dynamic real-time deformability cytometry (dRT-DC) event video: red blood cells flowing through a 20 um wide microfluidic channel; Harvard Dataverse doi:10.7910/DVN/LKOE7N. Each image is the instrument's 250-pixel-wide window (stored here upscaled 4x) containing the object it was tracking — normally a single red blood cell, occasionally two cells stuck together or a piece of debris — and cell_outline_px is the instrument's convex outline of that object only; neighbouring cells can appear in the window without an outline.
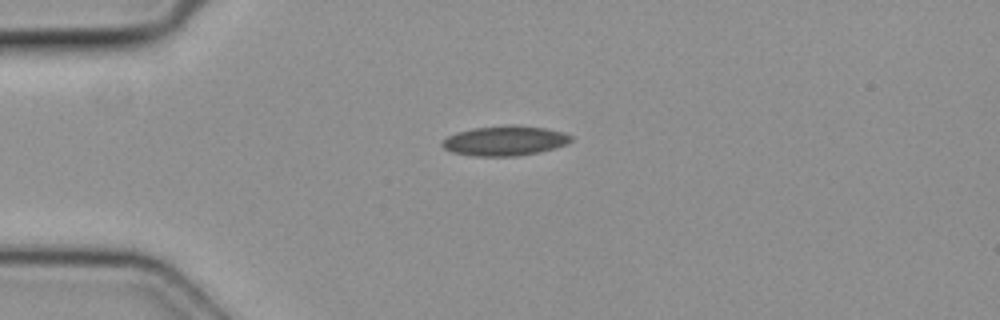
{"species": "common noctule bat (a hibernating species)", "species_latin": "Nyctalus noctula", "temperature_condition": "cold", "stored_images_in_passage": 3, "camera_frame_rate_fps": 3000, "um_per_image_px": 0.085, "animal": {"sex": "female", "body_mass_g": 19.3, "forearm_length_mm": 54.1}, "frame": {"image": 1, "passage_image": 1, "time_ms": 0.0, "image_size_px": [1000, 320], "cell_outline_px": [[572, 140], [568, 144], [556, 148], [540, 152], [516, 156], [476, 156], [452, 152], [444, 148], [440, 144], [448, 136], [456, 132], [472, 128], [512, 124], [544, 128], [564, 132], [572, 136]], "centroid_in_image_um": [42.94, 11.96], "position_along_channel_um": 42.1, "area_um2": 22.54}}
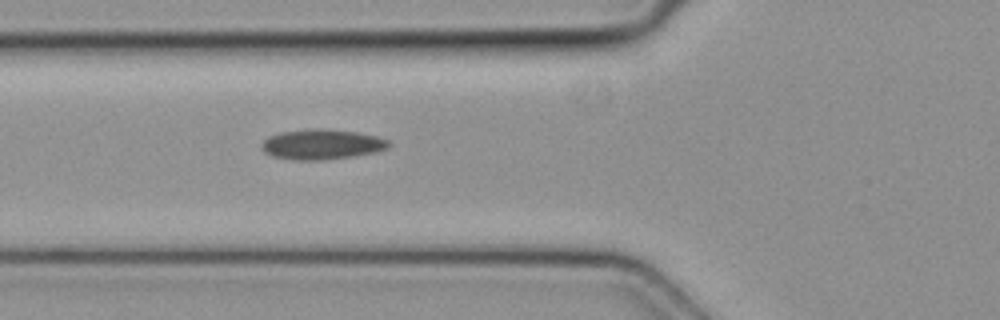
{"frame": {"image": 2, "passage_image": 3, "time_ms": 0.667, "image_size_px": [1000, 320], "cell_outline_px": [[392, 144], [388, 148], [376, 152], [352, 156], [320, 160], [292, 160], [272, 156], [264, 152], [260, 148], [260, 144], [268, 136], [280, 132], [312, 128], [324, 128], [356, 132], [376, 136], [388, 140]], "centroid_in_image_um": [27.32, 12.26], "position_along_channel_um": 98.5, "area_um2": 22.54}}